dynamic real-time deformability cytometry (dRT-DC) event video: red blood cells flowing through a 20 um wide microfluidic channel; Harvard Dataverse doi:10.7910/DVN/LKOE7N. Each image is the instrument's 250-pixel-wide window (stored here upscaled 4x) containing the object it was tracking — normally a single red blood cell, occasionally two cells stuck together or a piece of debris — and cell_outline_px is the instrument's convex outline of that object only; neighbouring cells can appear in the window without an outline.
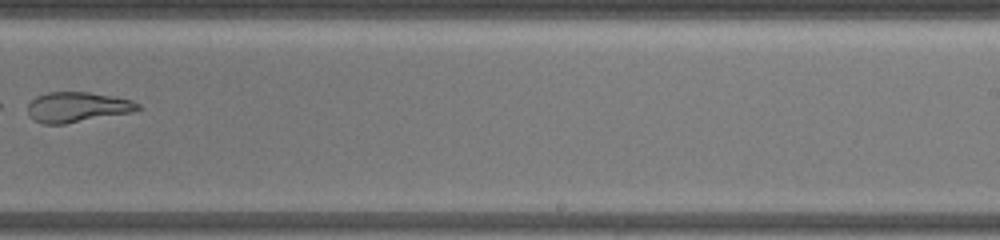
{"species": "common noctule bat (a hibernating species)", "species_latin": "Nyctalus noctula", "temperature_condition": "warm", "stored_images_in_passage": 55, "camera_frame_rate_fps": 3000, "um_per_image_px": 0.085, "animal": {"sex": "female", "body_mass_g": 19.5, "forearm_length_mm": 54.1}, "frame": {"image": 1, "passage_image": 48, "time_ms": 17.0, "image_size_px": [1000, 240], "cell_outline_px": [[144, 108], [136, 112], [64, 124], [44, 124], [28, 116], [28, 104], [36, 96], [48, 92], [88, 92], [112, 96], [132, 100], [140, 104]], "centroid_in_image_um": [6.63, 9.11], "position_along_channel_um": 282.4, "area_um2": 19.59}}